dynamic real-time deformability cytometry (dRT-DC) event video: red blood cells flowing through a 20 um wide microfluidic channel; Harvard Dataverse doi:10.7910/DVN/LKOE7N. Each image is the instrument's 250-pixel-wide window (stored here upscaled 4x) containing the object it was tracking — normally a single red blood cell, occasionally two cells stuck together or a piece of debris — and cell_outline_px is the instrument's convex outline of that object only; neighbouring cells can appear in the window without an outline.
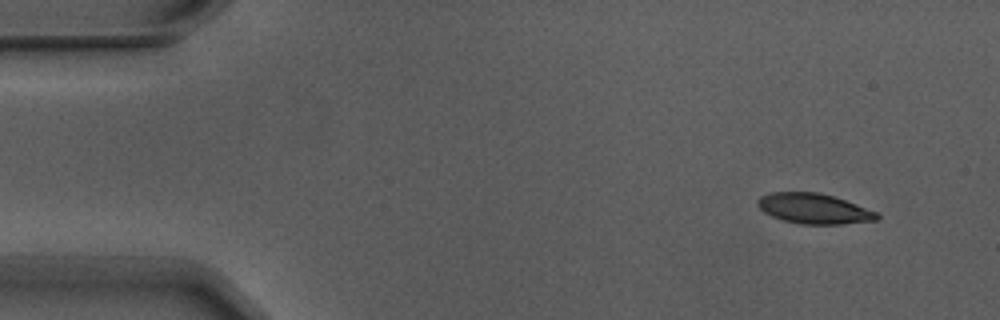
{"species": "Egyptian fruit bat (a non-hibernating species)", "species_latin": "Rousettus aegyptiacus", "temperature_condition": "warm", "stored_images_in_passage": 4, "camera_frame_rate_fps": 3000, "um_per_image_px": 0.085, "animal": {"sex": "male"}, "frame": {"image": 1, "passage_image": 1, "time_ms": 0.0, "image_size_px": [1000, 320], "cell_outline_px": [[880, 216], [876, 220], [844, 224], [800, 224], [784, 220], [772, 216], [764, 212], [756, 204], [756, 200], [760, 196], [772, 192], [820, 192], [844, 200], [876, 212]], "centroid_in_image_um": [69.14, 17.73], "position_along_channel_um": 15.9, "area_um2": 20.87}}
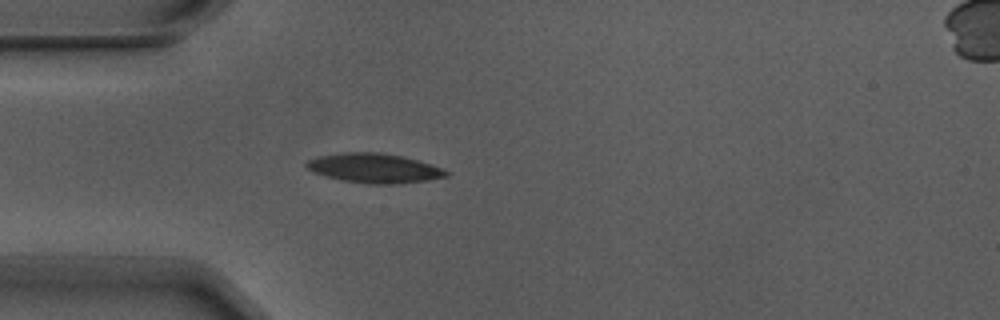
{"frame": {"image": 2, "passage_image": 4, "time_ms": 1.0, "image_size_px": [1000, 320], "cell_outline_px": [[452, 172], [448, 176], [428, 180], [400, 184], [368, 184], [344, 180], [328, 176], [316, 172], [308, 168], [304, 164], [308, 160], [320, 156], [340, 152], [380, 152], [400, 156], [416, 160]], "centroid_in_image_um": [31.84, 14.29], "position_along_channel_um": 53.2, "area_um2": 23.7}}